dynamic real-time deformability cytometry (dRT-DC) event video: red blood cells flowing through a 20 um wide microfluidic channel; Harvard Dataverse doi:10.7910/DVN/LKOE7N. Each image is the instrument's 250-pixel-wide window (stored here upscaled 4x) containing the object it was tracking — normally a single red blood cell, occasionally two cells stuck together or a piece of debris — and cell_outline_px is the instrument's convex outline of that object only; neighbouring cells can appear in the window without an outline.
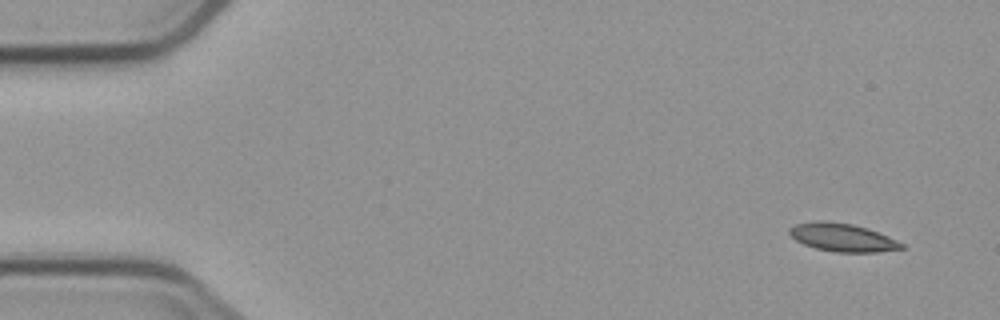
{"species": "common noctule bat (a hibernating species)", "species_latin": "Nyctalus noctula", "temperature_condition": "cold", "stored_images_in_passage": 5, "camera_frame_rate_fps": 3000, "um_per_image_px": 0.085, "animal": {"sex": "male", "body_mass_g": 23.1, "forearm_length_mm": 52.7}, "frame": {"image": 1, "passage_image": 1, "time_ms": 0.0, "image_size_px": [1000, 320], "cell_outline_px": [[904, 248], [876, 252], [836, 252], [816, 248], [804, 244], [796, 240], [788, 232], [788, 228], [796, 224], [816, 220], [828, 220], [852, 224], [868, 228], [888, 236], [904, 244]], "centroid_in_image_um": [71.59, 20.17], "position_along_channel_um": 13.4, "area_um2": 18.38}}